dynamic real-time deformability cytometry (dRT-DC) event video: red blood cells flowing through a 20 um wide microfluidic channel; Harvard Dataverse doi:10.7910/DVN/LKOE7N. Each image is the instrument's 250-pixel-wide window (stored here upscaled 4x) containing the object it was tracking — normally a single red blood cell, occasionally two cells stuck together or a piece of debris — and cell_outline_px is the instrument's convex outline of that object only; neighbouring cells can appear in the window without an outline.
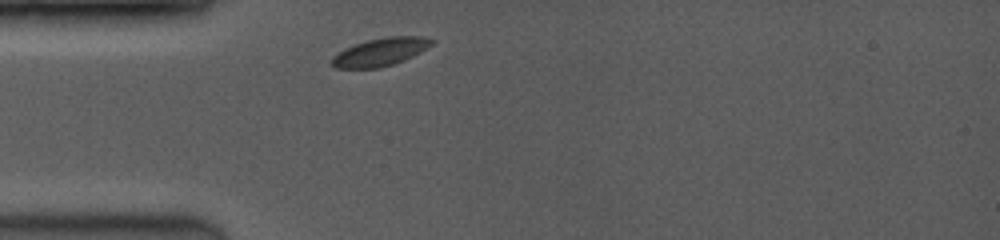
{"species": "common noctule bat (a hibernating species)", "species_latin": "Nyctalus noctula", "temperature_condition": "room temperature", "stored_images_in_passage": 27, "camera_frame_rate_fps": 3500, "um_per_image_px": 0.085, "animal": {"sex": "female", "body_mass_g": 19.0, "forearm_length_mm": 53.3}, "frame": {"image": 1, "passage_image": 1, "time_ms": 0.0, "image_size_px": [1000, 240], "cell_outline_px": [[436, 40], [432, 44], [420, 52], [404, 60], [380, 68], [336, 68], [328, 60], [332, 56], [344, 48], [364, 40], [388, 36], [424, 36]], "centroid_in_image_um": [32.3, 4.4], "position_along_channel_um": 52.7, "area_um2": 16.47}}
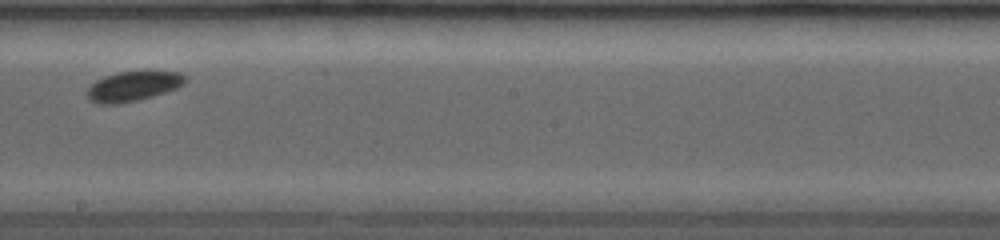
{"frame": {"image": 2, "passage_image": 14, "time_ms": 4.857, "image_size_px": [1000, 240], "cell_outline_px": [[188, 80], [184, 84], [176, 88], [152, 96], [120, 104], [100, 104], [88, 100], [84, 92], [96, 80], [104, 76], [116, 72], [144, 68], [180, 72], [188, 76]], "centroid_in_image_um": [11.34, 7.27], "position_along_channel_um": 236.9, "area_um2": 18.03}}
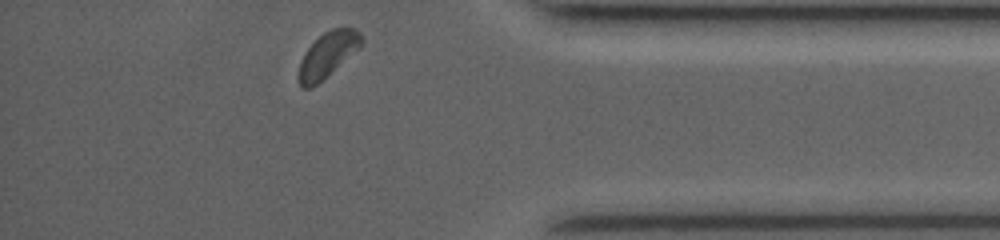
{"frame": {"image": 3, "passage_image": 26, "time_ms": 9.429, "image_size_px": [1000, 240], "cell_outline_px": [[364, 40], [360, 48], [312, 88], [300, 88], [300, 60], [304, 52], [324, 32], [332, 28], [356, 28], [360, 32]], "centroid_in_image_um": [27.89, 4.63], "position_along_channel_um": 407.3, "area_um2": 16.3}, "authors_computed_cell_mechanics": {"area_um2": 16.7042, "velocity_mm_per_s": 3.9534, "shape_relaxation_time_tau1_ms": 1.0786, "shape_relaxation_time_tau2_ms": null, "deformation_change_tau1": 0.0706, "deformation_change_tau2": null}}